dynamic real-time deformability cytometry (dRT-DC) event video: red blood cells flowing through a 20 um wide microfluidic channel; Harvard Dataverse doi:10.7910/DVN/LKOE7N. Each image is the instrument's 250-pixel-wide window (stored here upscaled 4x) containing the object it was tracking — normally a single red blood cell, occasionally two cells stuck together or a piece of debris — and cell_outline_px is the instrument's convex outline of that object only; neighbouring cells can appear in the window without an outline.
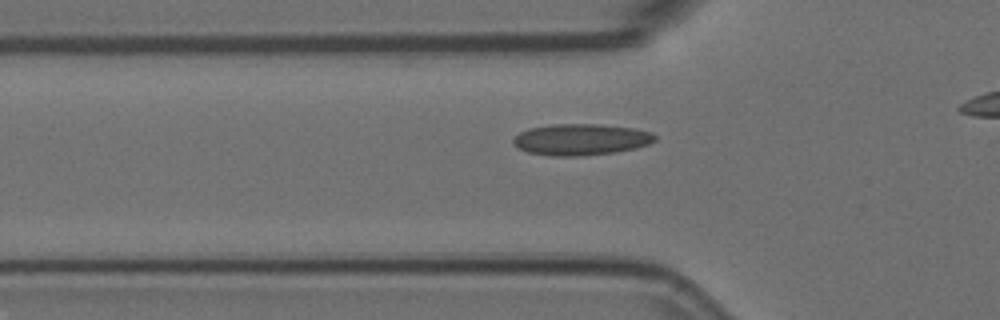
{"species": "Egyptian fruit bat (a non-hibernating species)", "species_latin": "Rousettus aegyptiacus", "temperature_condition": "room temperature", "stored_images_in_passage": 15, "camera_frame_rate_fps": 3000, "um_per_image_px": 0.085, "animal": {"sex": "female"}, "frame": {"image": 1, "passage_image": 5, "time_ms": 1.333, "image_size_px": [1000, 320], "cell_outline_px": [[656, 140], [648, 144], [636, 148], [616, 152], [576, 156], [552, 156], [528, 152], [520, 148], [512, 140], [520, 132], [528, 128], [552, 124], [600, 124], [636, 128], [652, 132], [656, 136]], "centroid_in_image_um": [49.42, 11.85], "position_along_channel_um": 76.4, "area_um2": 25.89}}
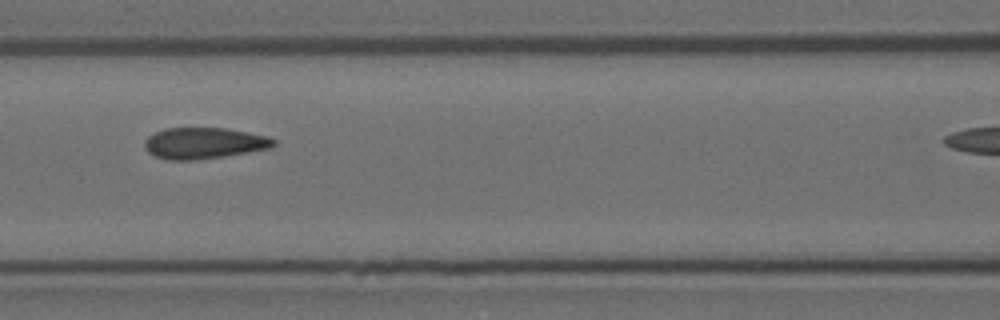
{"frame": {"image": 2, "passage_image": 11, "time_ms": 3.333, "image_size_px": [1000, 320], "cell_outline_px": [[276, 144], [268, 148], [224, 156], [196, 160], [168, 160], [156, 156], [148, 152], [144, 148], [144, 140], [148, 136], [164, 128], [224, 128], [268, 136], [276, 140]], "centroid_in_image_um": [17.3, 12.17], "position_along_channel_um": 149.3, "area_um2": 23.35}}
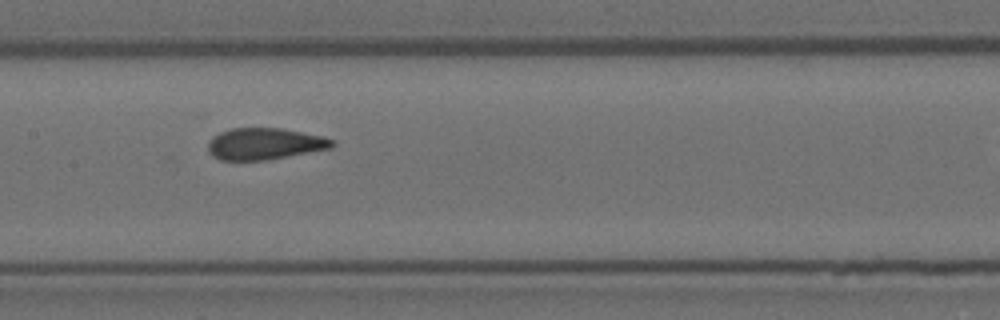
{"frame": {"image": 3, "passage_image": 14, "time_ms": 4.333, "image_size_px": [1000, 320], "cell_outline_px": [[336, 144], [332, 148], [268, 160], [220, 160], [212, 156], [208, 152], [208, 140], [212, 136], [220, 132], [232, 128], [280, 128], [324, 136], [332, 140]], "centroid_in_image_um": [22.48, 12.23], "position_along_channel_um": 184.9, "area_um2": 23.06}}